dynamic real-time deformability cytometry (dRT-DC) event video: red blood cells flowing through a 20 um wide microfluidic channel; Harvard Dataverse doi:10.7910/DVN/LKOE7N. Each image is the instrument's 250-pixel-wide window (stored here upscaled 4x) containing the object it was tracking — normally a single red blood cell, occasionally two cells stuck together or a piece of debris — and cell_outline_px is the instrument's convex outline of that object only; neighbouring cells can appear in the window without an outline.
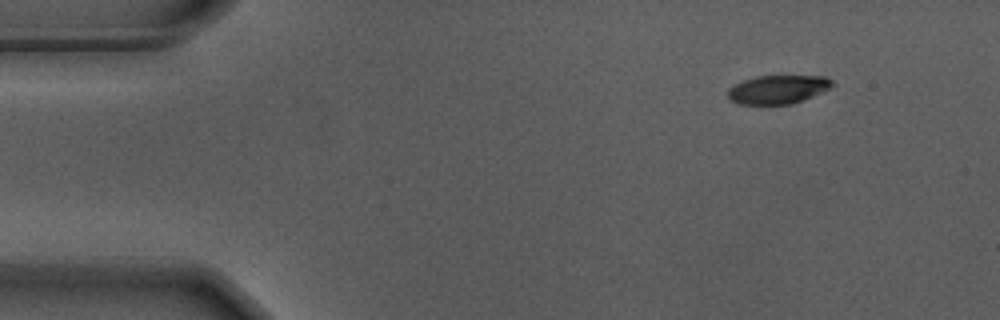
{"species": "Egyptian fruit bat (a non-hibernating species)", "species_latin": "Rousettus aegyptiacus", "temperature_condition": "warm", "stored_images_in_passage": 51, "camera_frame_rate_fps": 3000, "um_per_image_px": 0.085, "animal": {"sex": "male"}, "frame": {"image": 1, "passage_image": 1, "time_ms": 0.0, "image_size_px": [1000, 320], "cell_outline_px": [[836, 84], [804, 100], [792, 104], [740, 104], [732, 100], [728, 96], [728, 88], [744, 80], [756, 76], [824, 76], [832, 80]], "centroid_in_image_um": [66.13, 7.6], "position_along_channel_um": 18.9, "area_um2": 17.22}}
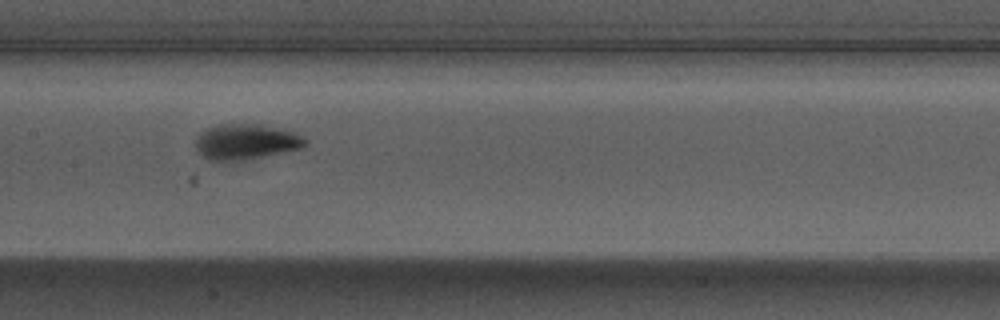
{"frame": {"image": 2, "passage_image": 22, "time_ms": 7.0, "image_size_px": [1000, 320], "cell_outline_px": [[308, 144], [300, 148], [240, 160], [212, 160], [204, 156], [196, 148], [196, 140], [200, 132], [216, 124], [256, 124], [296, 132], [308, 140]], "centroid_in_image_um": [20.91, 12.02], "position_along_channel_um": 186.5, "area_um2": 22.14}}
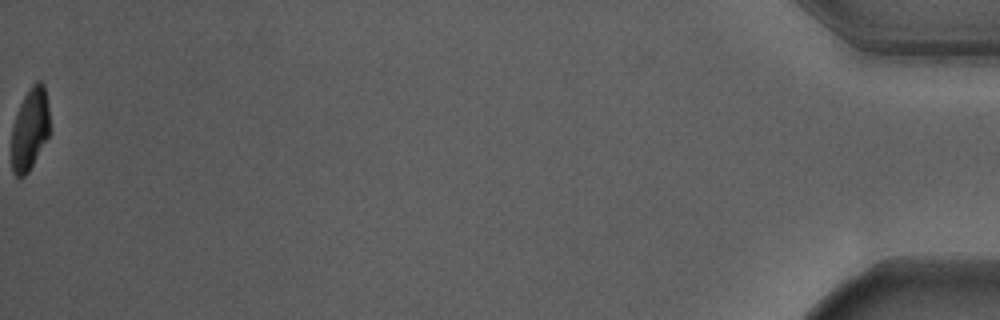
{"frame": {"image": 3, "passage_image": 51, "time_ms": 16.667, "image_size_px": [1000, 320], "cell_outline_px": [[48, 136], [28, 172], [24, 176], [16, 176], [12, 172], [12, 128], [20, 104], [24, 96], [32, 84], [36, 80], [40, 80], [44, 84], [48, 108]], "centroid_in_image_um": [2.53, 10.95], "position_along_channel_um": 432.7, "area_um2": 17.86}, "authors_computed_cell_mechanics": {"area_um2": 20.519, "velocity_mm_per_s": 3.6904, "shape_relaxation_time_tau1_ms": 2.5851, "shape_relaxation_time_tau2_ms": null, "deformation_change_tau1": 0.1772, "deformation_change_tau2": null}}